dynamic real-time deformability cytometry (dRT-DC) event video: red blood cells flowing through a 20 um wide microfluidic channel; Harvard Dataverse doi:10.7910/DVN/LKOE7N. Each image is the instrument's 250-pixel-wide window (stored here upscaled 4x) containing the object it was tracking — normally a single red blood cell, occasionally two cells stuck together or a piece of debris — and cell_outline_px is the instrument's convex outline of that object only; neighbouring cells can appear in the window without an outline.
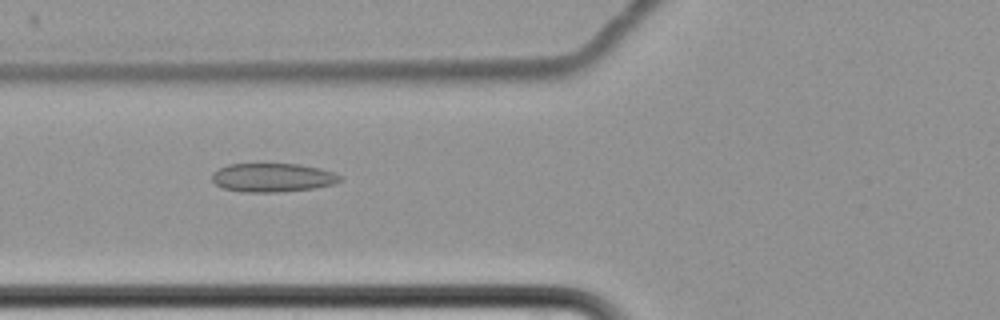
{"species": "common noctule bat (a hibernating species)", "species_latin": "Nyctalus noctula", "temperature_condition": "cold", "stored_images_in_passage": 12, "camera_frame_rate_fps": 3000, "um_per_image_px": 0.085, "animal": {"sex": "female", "body_mass_g": 22.7, "forearm_length_mm": 54.2}, "frame": {"image": 1, "passage_image": 7, "time_ms": 8.0, "image_size_px": [1000, 320], "cell_outline_px": [[344, 180], [336, 184], [312, 188], [280, 192], [244, 192], [224, 188], [216, 184], [212, 180], [212, 172], [228, 164], [300, 164], [320, 168], [344, 176]], "centroid_in_image_um": [23.22, 15.09], "position_along_channel_um": 102.6, "area_um2": 21.56}}
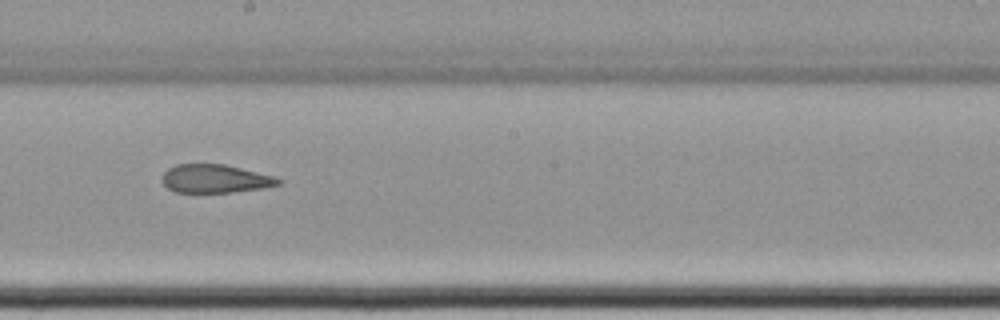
{"frame": {"image": 2, "passage_image": 10, "time_ms": 11.667, "image_size_px": [1000, 320], "cell_outline_px": [[284, 180], [280, 184], [264, 188], [232, 192], [176, 192], [168, 188], [160, 180], [164, 172], [168, 168], [176, 164], [224, 164], [272, 176]], "centroid_in_image_um": [18.26, 15.19], "position_along_channel_um": 229.9, "area_um2": 19.13}}
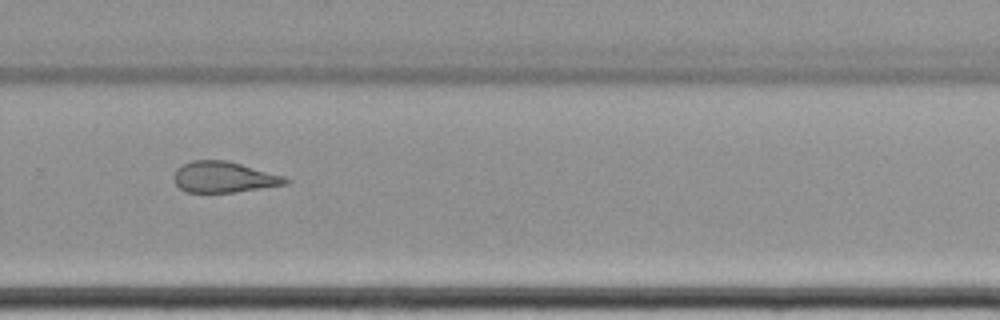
{"frame": {"image": 3, "passage_image": 12, "time_ms": 14.0, "image_size_px": [1000, 320], "cell_outline_px": [[292, 180], [288, 184], [232, 192], [188, 192], [180, 188], [172, 180], [172, 176], [176, 168], [192, 160], [224, 160], [240, 164], [284, 176]], "centroid_in_image_um": [19.0, 15.05], "position_along_channel_um": 310.8, "area_um2": 20.0}}